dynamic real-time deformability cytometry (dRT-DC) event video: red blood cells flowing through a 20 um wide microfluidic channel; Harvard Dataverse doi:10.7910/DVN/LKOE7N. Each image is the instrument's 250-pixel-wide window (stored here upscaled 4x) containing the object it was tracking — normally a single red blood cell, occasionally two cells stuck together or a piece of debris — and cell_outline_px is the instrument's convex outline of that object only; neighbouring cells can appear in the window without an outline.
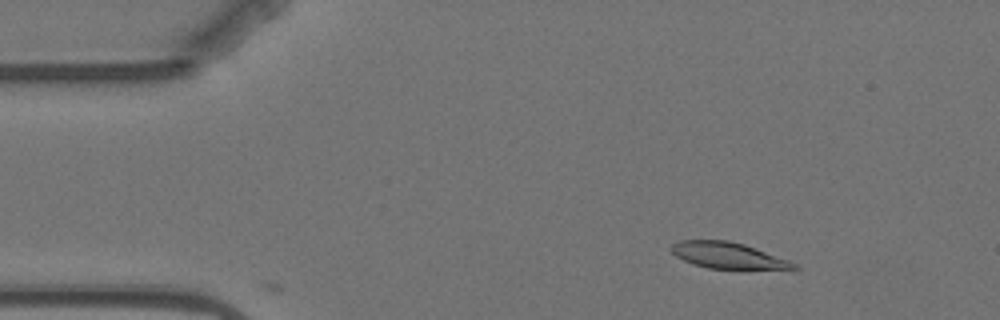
{"species": "Egyptian fruit bat (a non-hibernating species)", "species_latin": "Rousettus aegyptiacus", "temperature_condition": "warm", "stored_images_in_passage": 6, "segment_of_instrument_passage": [1, 2], "camera_frame_rate_fps": 3000, "um_per_image_px": 0.085, "animal": {"sex": "female"}, "frame": {"image": 1, "passage_image": 3, "time_ms": 2.333, "image_size_px": [1000, 320], "cell_outline_px": [[800, 268], [796, 272], [792, 272], [708, 268], [692, 264], [676, 256], [668, 248], [672, 244], [680, 240], [728, 240], [744, 244], [756, 248], [788, 260], [796, 264]], "centroid_in_image_um": [62.03, 21.77], "position_along_channel_um": 23.0, "area_um2": 19.71}}